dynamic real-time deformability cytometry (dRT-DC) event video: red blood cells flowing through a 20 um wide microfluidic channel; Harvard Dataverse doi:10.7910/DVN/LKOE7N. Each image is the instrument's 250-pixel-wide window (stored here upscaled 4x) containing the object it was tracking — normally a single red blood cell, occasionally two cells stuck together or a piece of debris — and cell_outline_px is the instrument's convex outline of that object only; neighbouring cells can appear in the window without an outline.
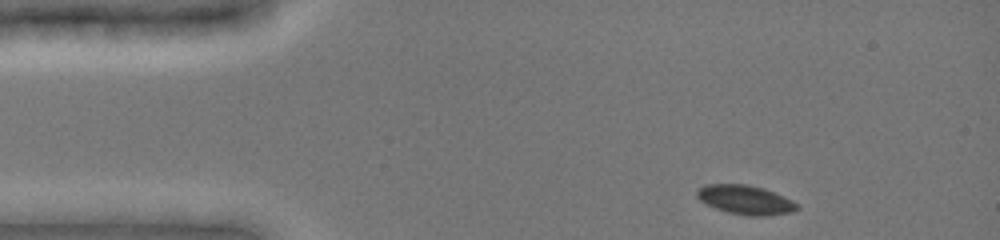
{"species": "common noctule bat (a hibernating species)", "species_latin": "Nyctalus noctula", "temperature_condition": "cold", "stored_images_in_passage": 63, "camera_frame_rate_fps": 3000, "um_per_image_px": 0.085, "animal": {"sex": "female", "body_mass_g": 19.0, "forearm_length_mm": 51.5}, "frame": {"image": 1, "passage_image": 1, "time_ms": 0.0, "image_size_px": [1000, 240], "cell_outline_px": [[800, 208], [792, 212], [764, 216], [748, 216], [728, 212], [716, 208], [700, 200], [696, 196], [696, 188], [704, 184], [748, 184], [764, 188], [792, 200]], "centroid_in_image_um": [63.33, 16.97], "position_along_channel_um": 21.7, "area_um2": 17.05}}
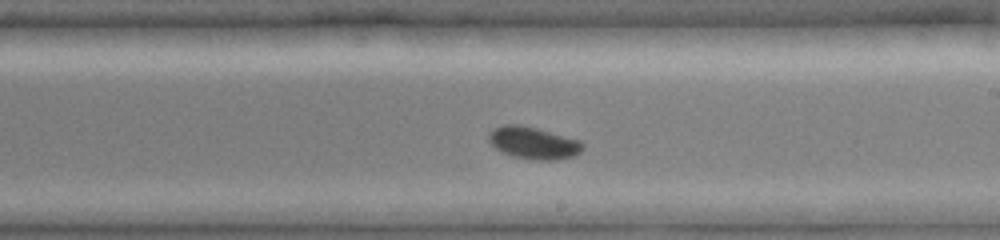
{"frame": {"image": 2, "passage_image": 36, "time_ms": 7.333, "image_size_px": [1000, 240], "cell_outline_px": [[584, 148], [580, 152], [572, 156], [552, 160], [536, 160], [512, 156], [496, 148], [488, 140], [488, 132], [492, 128], [504, 124], [520, 124], [536, 128], [580, 140], [584, 144]], "centroid_in_image_um": [45.32, 12.13], "position_along_channel_um": 243.7, "area_um2": 17.57}}
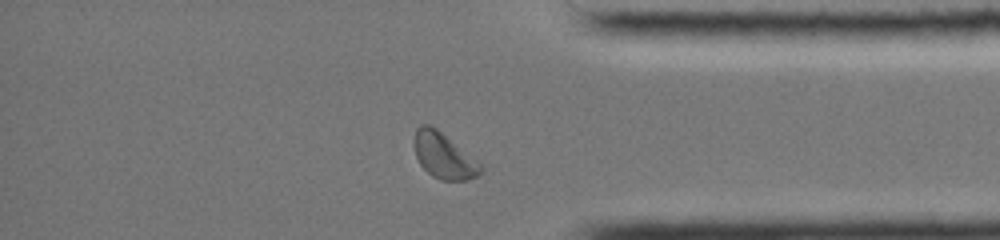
{"frame": {"image": 3, "passage_image": 54, "time_ms": 11.333, "image_size_px": [1000, 240], "cell_outline_px": [[484, 172], [468, 180], [440, 180], [432, 176], [420, 164], [416, 156], [412, 144], [412, 140], [416, 128], [420, 124], [428, 124], [436, 128], [476, 160], [484, 168]], "centroid_in_image_um": [37.68, 13.23], "position_along_channel_um": 397.5, "area_um2": 17.69}, "authors_computed_cell_mechanics": {"area_um2": 17.34, "velocity_mm_per_s": 3.9187, "shape_relaxation_time_tau1_ms": 2.2052, "shape_relaxation_time_tau2_ms": null, "deformation_change_tau1": 0.0637, "deformation_change_tau2": null}}